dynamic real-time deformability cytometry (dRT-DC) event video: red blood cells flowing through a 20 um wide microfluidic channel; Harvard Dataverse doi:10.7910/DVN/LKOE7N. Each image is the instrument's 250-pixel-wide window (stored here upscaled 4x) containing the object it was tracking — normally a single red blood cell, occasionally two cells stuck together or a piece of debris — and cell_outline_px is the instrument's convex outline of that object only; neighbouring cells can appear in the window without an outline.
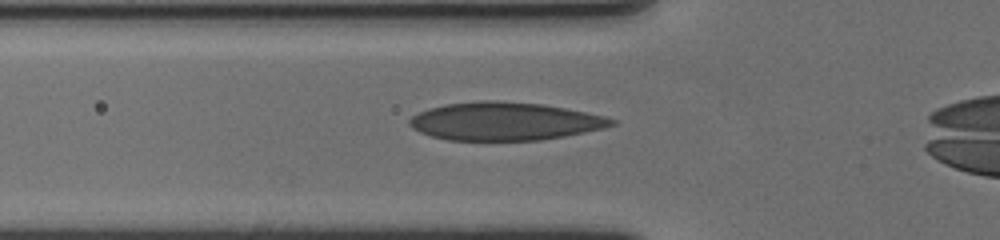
{"species": "human", "species_latin": "Homo sapiens", "temperature_condition": "cold", "stored_images_in_passage": 33, "camera_frame_rate_fps": 3000, "um_per_image_px": 0.085, "donor": {"sex": "female"}, "frame": {"image": 1, "passage_image": 2, "time_ms": 0.333, "image_size_px": [1000, 240], "cell_outline_px": [[616, 124], [604, 128], [564, 136], [540, 140], [448, 140], [432, 136], [420, 132], [412, 128], [408, 124], [408, 120], [412, 116], [428, 108], [444, 104], [480, 100], [492, 100], [544, 104], [604, 116], [616, 120]], "centroid_in_image_um": [42.87, 10.3], "position_along_channel_um": 82.9, "area_um2": 44.74}}
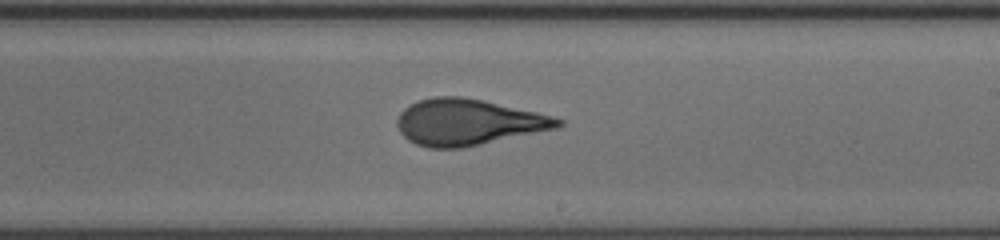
{"frame": {"image": 2, "passage_image": 16, "time_ms": 5.0, "image_size_px": [1000, 240], "cell_outline_px": [[564, 124], [560, 128], [464, 148], [428, 148], [416, 144], [408, 140], [400, 132], [396, 124], [396, 120], [400, 112], [408, 104], [432, 96], [460, 96], [484, 100], [536, 112], [552, 116], [564, 120]], "centroid_in_image_um": [39.79, 10.39], "position_along_channel_um": 249.2, "area_um2": 43.7}}
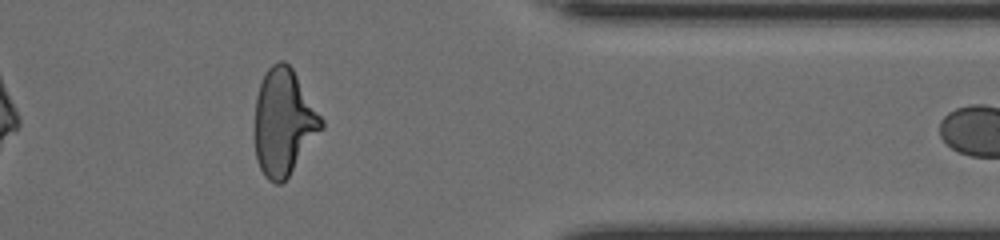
{"frame": {"image": 3, "passage_image": 29, "time_ms": 9.333, "image_size_px": [1000, 240], "cell_outline_px": [[324, 128], [288, 176], [280, 184], [276, 184], [268, 180], [264, 176], [256, 160], [256, 96], [264, 72], [272, 64], [280, 60], [284, 60], [292, 68], [324, 120]], "centroid_in_image_um": [24.13, 10.38], "position_along_channel_um": 387.3, "area_um2": 41.1}, "authors_computed_cell_mechanics": {"area_um2": 42.8298, "velocity_mm_per_s": 3.5666, "shape_relaxation_time_tau1_ms": 6.4652, "shape_relaxation_time_tau2_ms": 1.2085, "deformation_change_tau1": 0.2095, "deformation_change_tau2": 0.0833}}